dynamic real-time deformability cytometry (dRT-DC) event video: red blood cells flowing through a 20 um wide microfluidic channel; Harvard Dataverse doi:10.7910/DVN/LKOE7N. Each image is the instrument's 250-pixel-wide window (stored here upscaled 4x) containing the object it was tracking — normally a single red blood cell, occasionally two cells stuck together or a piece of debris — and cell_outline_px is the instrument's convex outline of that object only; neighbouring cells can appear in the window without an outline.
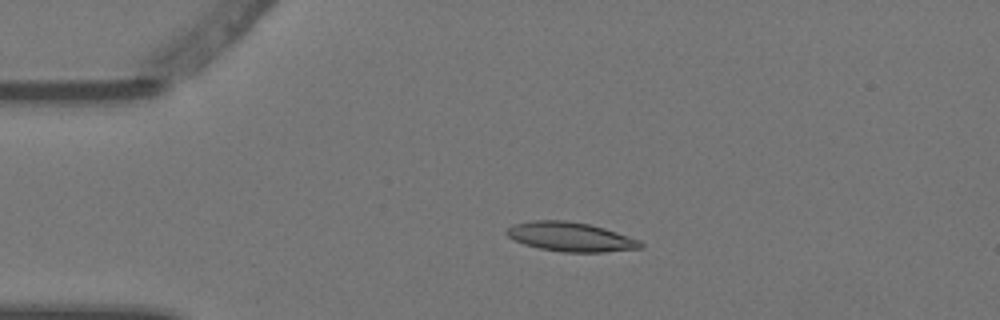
{"species": "Egyptian fruit bat (a non-hibernating species)", "species_latin": "Rousettus aegyptiacus", "temperature_condition": "warm", "stored_images_in_passage": 5, "camera_frame_rate_fps": 3000, "um_per_image_px": 0.085, "animal": {"sex": "female"}, "frame": {"image": 1, "passage_image": 4, "time_ms": 1.0, "image_size_px": [1000, 320], "cell_outline_px": [[644, 248], [604, 252], [560, 252], [540, 248], [524, 244], [508, 236], [504, 232], [512, 224], [532, 220], [568, 220], [588, 224], [604, 228], [640, 240], [644, 244]], "centroid_in_image_um": [48.51, 20.13], "position_along_channel_um": 36.5, "area_um2": 22.89}}